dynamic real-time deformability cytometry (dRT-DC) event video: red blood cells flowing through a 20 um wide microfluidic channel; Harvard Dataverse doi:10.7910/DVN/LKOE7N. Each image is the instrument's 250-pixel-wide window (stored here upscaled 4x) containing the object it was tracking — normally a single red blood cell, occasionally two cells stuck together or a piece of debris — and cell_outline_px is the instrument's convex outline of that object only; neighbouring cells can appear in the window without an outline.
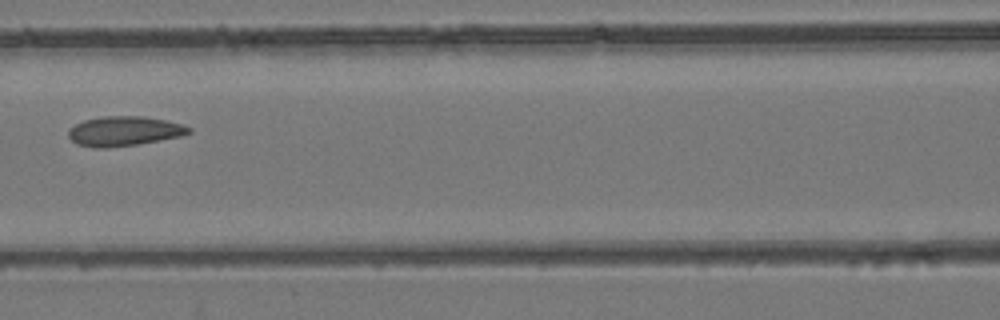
{"species": "common noctule bat (a hibernating species)", "species_latin": "Nyctalus noctula", "temperature_condition": "room temperature", "stored_images_in_passage": 7, "camera_frame_rate_fps": 3000, "um_per_image_px": 0.085, "animal": {"sex": "female", "body_mass_g": 24.6, "forearm_length_mm": 56.2}, "frame": {"image": 1, "passage_image": 6, "time_ms": 6.667, "image_size_px": [1000, 320], "cell_outline_px": [[192, 132], [180, 136], [140, 144], [108, 148], [92, 148], [76, 144], [68, 136], [68, 128], [84, 120], [104, 116], [144, 116], [164, 120], [180, 124], [192, 128]], "centroid_in_image_um": [10.52, 11.16], "position_along_channel_um": 156.1, "area_um2": 20.92}}
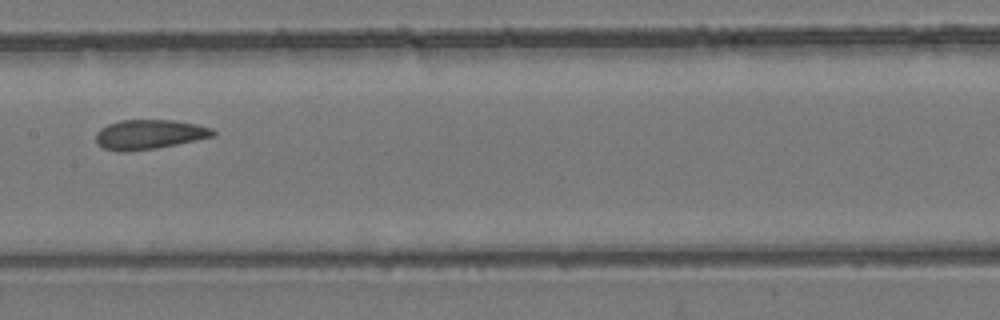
{"frame": {"image": 2, "passage_image": 7, "time_ms": 7.667, "image_size_px": [1000, 320], "cell_outline_px": [[216, 132], [212, 136], [176, 144], [156, 148], [104, 148], [96, 144], [96, 132], [100, 128], [108, 124], [120, 120], [176, 120], [196, 124], [212, 128]], "centroid_in_image_um": [12.72, 11.36], "position_along_channel_um": 194.7, "area_um2": 19.31}}